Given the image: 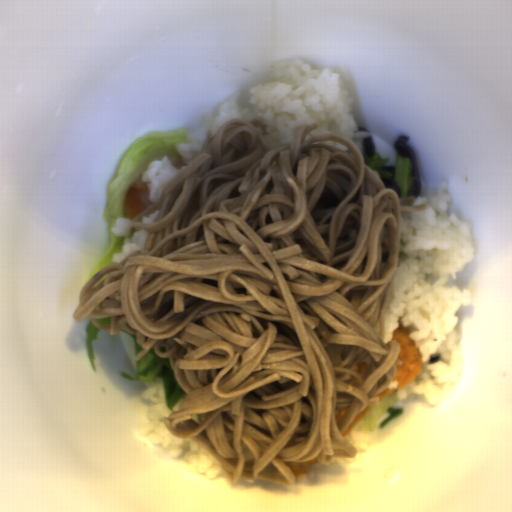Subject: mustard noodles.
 Segmentation results:
<instances>
[{"label":"mustard noodles","instance_id":"0af2e427","mask_svg":"<svg viewBox=\"0 0 512 512\" xmlns=\"http://www.w3.org/2000/svg\"><path fill=\"white\" fill-rule=\"evenodd\" d=\"M266 119L206 130L199 154L131 220L143 251L104 266L72 318L135 335L139 361L168 358L187 393L162 417L240 479L294 486L285 462L355 458L342 435L390 387L401 344L385 343L400 254L399 196L319 122L271 148Z\"/></svg>","mask_w":512,"mask_h":512}]
</instances>
